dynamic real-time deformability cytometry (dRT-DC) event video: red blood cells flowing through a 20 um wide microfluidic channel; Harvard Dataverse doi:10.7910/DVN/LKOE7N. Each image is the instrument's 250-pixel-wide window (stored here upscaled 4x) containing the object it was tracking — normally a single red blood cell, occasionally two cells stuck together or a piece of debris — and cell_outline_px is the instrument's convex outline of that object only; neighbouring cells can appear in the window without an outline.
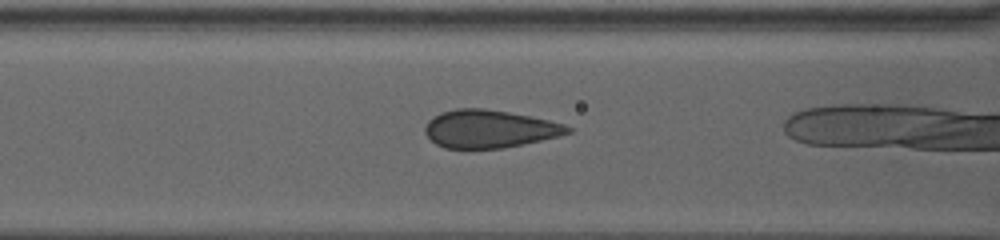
{"species": "human", "species_latin": "Homo sapiens", "temperature_condition": "warm", "stored_images_in_passage": 12, "camera_frame_rate_fps": 3000, "um_per_image_px": 0.085, "donor": {"sex": "female"}, "frame": {"image": 1, "passage_image": 6, "time_ms": 1.667, "image_size_px": [1000, 240], "cell_outline_px": [[572, 132], [560, 136], [504, 148], [444, 148], [436, 144], [424, 132], [424, 128], [428, 120], [440, 112], [456, 108], [484, 108], [508, 112], [548, 120], [564, 124], [572, 128]], "centroid_in_image_um": [41.58, 10.95], "position_along_channel_um": 125.0, "area_um2": 31.44}}
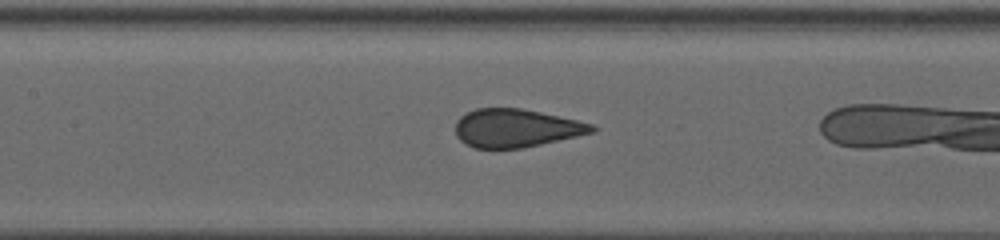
{"frame": {"image": 2, "passage_image": 10, "time_ms": 3.0, "image_size_px": [1000, 240], "cell_outline_px": [[596, 132], [540, 144], [520, 148], [476, 148], [460, 140], [456, 136], [456, 120], [460, 116], [476, 108], [520, 108], [540, 112], [576, 120], [592, 124], [596, 128]], "centroid_in_image_um": [43.85, 10.88], "position_along_channel_um": 163.5, "area_um2": 30.11}}